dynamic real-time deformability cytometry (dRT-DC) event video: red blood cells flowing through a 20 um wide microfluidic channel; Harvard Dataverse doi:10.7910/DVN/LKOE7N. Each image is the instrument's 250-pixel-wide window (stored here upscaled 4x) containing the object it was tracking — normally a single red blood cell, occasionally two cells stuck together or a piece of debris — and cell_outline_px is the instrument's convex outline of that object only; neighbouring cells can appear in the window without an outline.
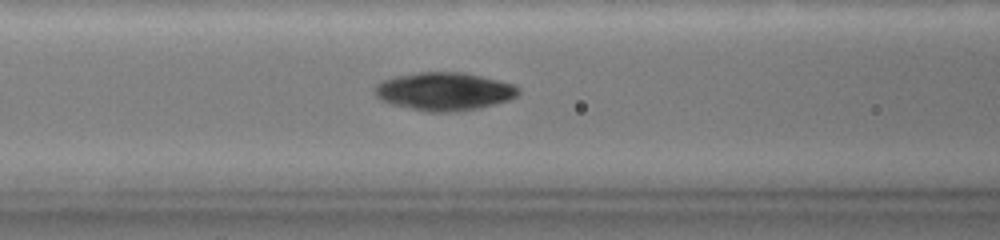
{"species": "common noctule bat (a hibernating species)", "species_latin": "Nyctalus noctula", "temperature_condition": "warm", "stored_images_in_passage": 42, "camera_frame_rate_fps": 3000, "um_per_image_px": 0.085, "animal": {"sex": "female", "body_mass_g": 19.0, "forearm_length_mm": 51.5}, "frame": {"image": 1, "passage_image": 19, "time_ms": 7.333, "image_size_px": [1000, 240], "cell_outline_px": [[516, 96], [508, 100], [476, 108], [452, 112], [428, 112], [396, 104], [384, 100], [376, 92], [376, 88], [384, 80], [396, 76], [420, 72], [460, 72], [480, 76], [512, 84], [516, 88]], "centroid_in_image_um": [37.78, 7.76], "position_along_channel_um": 128.8, "area_um2": 30.63}}
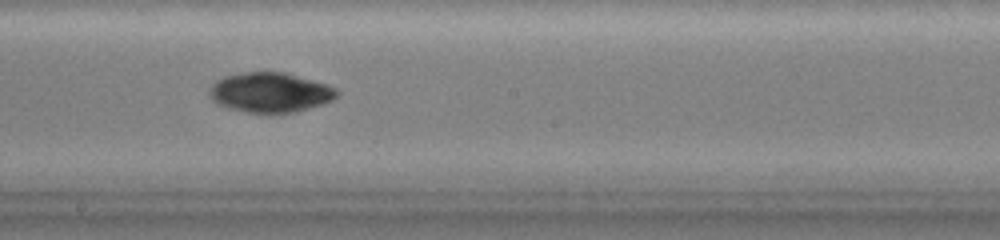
{"frame": {"image": 2, "passage_image": 30, "time_ms": 10.0, "image_size_px": [1000, 240], "cell_outline_px": [[336, 96], [320, 104], [296, 112], [248, 112], [232, 108], [220, 104], [212, 96], [212, 84], [216, 80], [224, 76], [244, 72], [284, 72], [324, 84], [332, 88], [336, 92]], "centroid_in_image_um": [22.94, 7.84], "position_along_channel_um": 225.3, "area_um2": 28.32}}
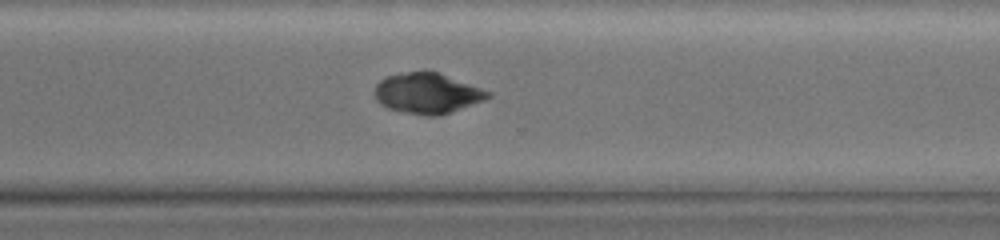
{"frame": {"image": 3, "passage_image": 41, "time_ms": 13.0, "image_size_px": [1000, 240], "cell_outline_px": [[492, 96], [484, 100], [452, 112], [440, 116], [428, 116], [404, 112], [388, 108], [380, 104], [376, 100], [376, 84], [380, 80], [388, 76], [400, 72], [440, 72], [492, 92]], "centroid_in_image_um": [36.35, 7.93], "position_along_channel_um": 334.3, "area_um2": 26.76}}